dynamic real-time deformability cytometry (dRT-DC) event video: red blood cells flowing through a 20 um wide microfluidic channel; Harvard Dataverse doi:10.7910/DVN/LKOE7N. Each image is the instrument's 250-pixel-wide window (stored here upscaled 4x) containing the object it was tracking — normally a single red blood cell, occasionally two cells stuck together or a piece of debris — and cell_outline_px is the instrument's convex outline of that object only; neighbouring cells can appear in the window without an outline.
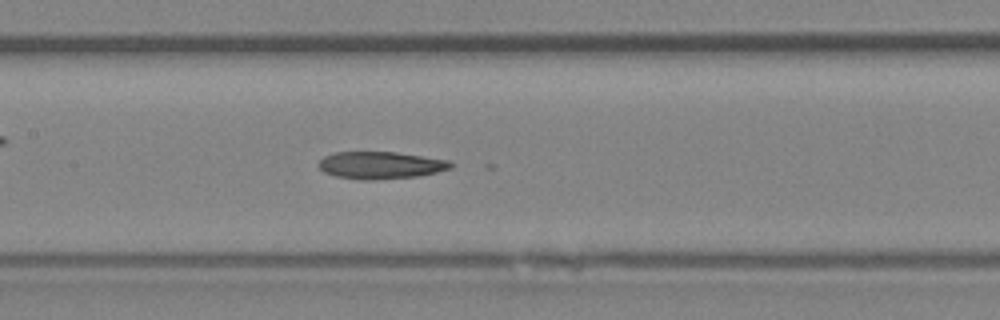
{"species": "Egyptian fruit bat (a non-hibernating species)", "species_latin": "Rousettus aegyptiacus", "temperature_condition": "room temperature", "stored_images_in_passage": 38, "camera_frame_rate_fps": 3000, "um_per_image_px": 0.085, "animal": {"sex": "female"}, "frame": {"image": 1, "passage_image": 22, "time_ms": 7.0, "image_size_px": [1000, 320], "cell_outline_px": [[456, 164], [452, 168], [436, 172], [416, 176], [376, 180], [360, 180], [336, 176], [324, 172], [316, 164], [324, 156], [336, 152], [396, 152], [448, 160]], "centroid_in_image_um": [32.35, 14.04], "position_along_channel_um": 175.1, "area_um2": 21.04}}